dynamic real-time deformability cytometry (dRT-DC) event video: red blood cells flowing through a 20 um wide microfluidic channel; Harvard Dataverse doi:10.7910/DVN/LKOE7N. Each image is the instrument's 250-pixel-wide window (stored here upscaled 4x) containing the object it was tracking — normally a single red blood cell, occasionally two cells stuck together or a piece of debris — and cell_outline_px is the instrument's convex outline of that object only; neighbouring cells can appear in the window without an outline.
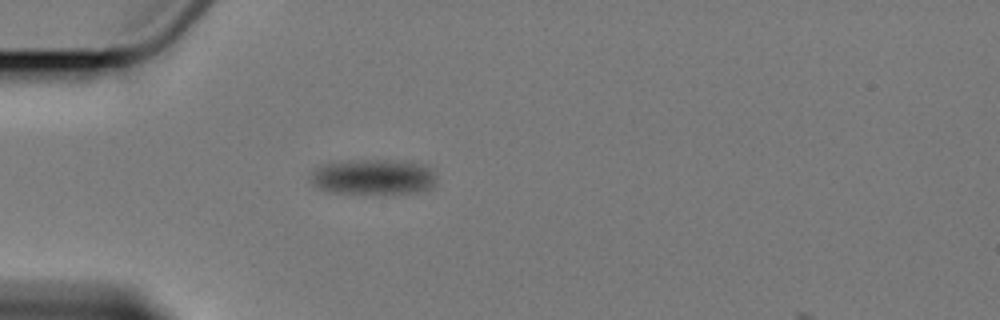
{"species": "Egyptian fruit bat (a non-hibernating species)", "species_latin": "Rousettus aegyptiacus", "temperature_condition": "cold", "stored_images_in_passage": 7, "camera_frame_rate_fps": 3000, "um_per_image_px": 0.085, "animal": {"sex": "female"}, "frame": {"image": 1, "passage_image": 6, "time_ms": 6.667, "image_size_px": [1000, 320], "cell_outline_px": [[436, 176], [432, 188], [416, 192], [328, 192], [312, 184], [312, 172], [324, 164], [360, 160], [376, 160], [412, 164], [428, 168]], "centroid_in_image_um": [31.68, 15.05], "position_along_channel_um": 53.3, "area_um2": 24.57}}